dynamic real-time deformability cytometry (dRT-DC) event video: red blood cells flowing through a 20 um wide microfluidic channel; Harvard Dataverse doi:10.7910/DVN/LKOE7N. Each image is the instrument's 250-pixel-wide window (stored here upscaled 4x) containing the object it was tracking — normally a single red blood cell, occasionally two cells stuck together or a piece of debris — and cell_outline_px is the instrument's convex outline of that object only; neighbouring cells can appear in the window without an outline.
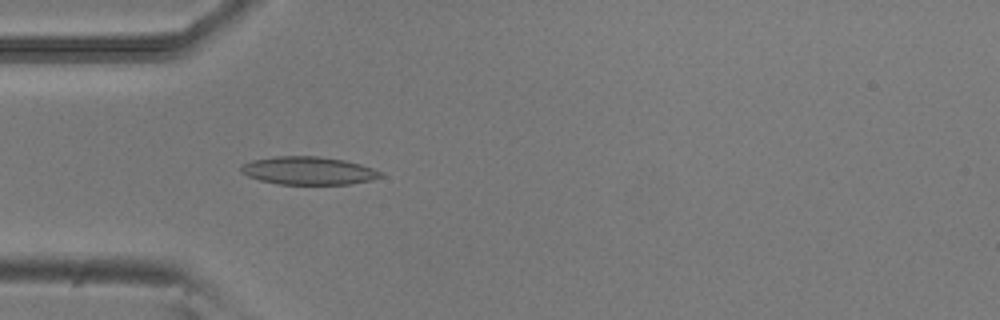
{"species": "common noctule bat (a hibernating species)", "species_latin": "Nyctalus noctula", "temperature_condition": "room temperature", "stored_images_in_passage": 5, "camera_frame_rate_fps": 3000, "um_per_image_px": 0.085, "animal": {"sex": "male", "body_mass_g": 20.5, "forearm_length_mm": 52.5}, "frame": {"image": 1, "passage_image": 5, "time_ms": 1.333, "image_size_px": [1000, 320], "cell_outline_px": [[384, 176], [372, 180], [348, 184], [280, 184], [260, 180], [248, 176], [240, 172], [240, 164], [252, 160], [276, 156], [320, 156], [344, 160], [360, 164], [384, 172]], "centroid_in_image_um": [26.22, 14.5], "position_along_channel_um": 58.8, "area_um2": 22.89}}